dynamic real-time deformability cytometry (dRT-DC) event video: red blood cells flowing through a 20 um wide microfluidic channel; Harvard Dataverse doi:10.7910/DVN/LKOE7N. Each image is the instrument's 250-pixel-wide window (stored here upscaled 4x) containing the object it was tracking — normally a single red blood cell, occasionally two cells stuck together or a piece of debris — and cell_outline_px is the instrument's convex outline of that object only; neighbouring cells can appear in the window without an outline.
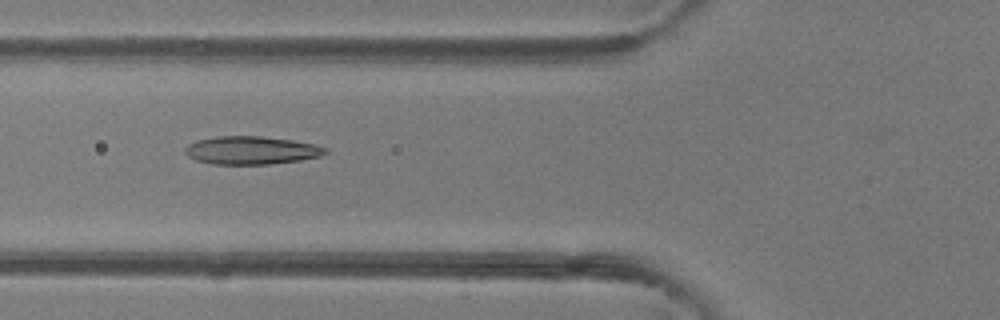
{"species": "common noctule bat (a hibernating species)", "species_latin": "Nyctalus noctula", "temperature_condition": "room temperature", "stored_images_in_passage": 6, "camera_frame_rate_fps": 3000, "um_per_image_px": 0.085, "animal": {"sex": "female"}, "frame": {"image": 1, "passage_image": 6, "time_ms": 1.667, "image_size_px": [1000, 320], "cell_outline_px": [[328, 152], [320, 156], [300, 160], [268, 164], [212, 164], [196, 160], [188, 156], [184, 152], [184, 148], [188, 144], [196, 140], [216, 136], [260, 136], [292, 140], [316, 144], [328, 148]], "centroid_in_image_um": [21.35, 12.77], "position_along_channel_um": 104.4, "area_um2": 23.06}}